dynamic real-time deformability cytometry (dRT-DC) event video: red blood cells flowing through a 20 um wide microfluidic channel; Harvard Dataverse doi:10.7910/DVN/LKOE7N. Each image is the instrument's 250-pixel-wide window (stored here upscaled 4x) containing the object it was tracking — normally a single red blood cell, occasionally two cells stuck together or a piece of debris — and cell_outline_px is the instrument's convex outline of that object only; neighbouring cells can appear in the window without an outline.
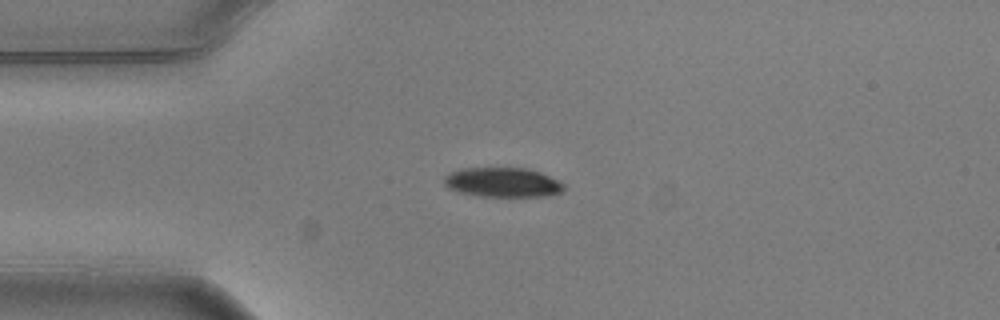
{"species": "common noctule bat (a hibernating species)", "species_latin": "Nyctalus noctula", "temperature_condition": "warm", "stored_images_in_passage": 3, "camera_frame_rate_fps": 3000, "um_per_image_px": 0.085, "animal": {"sex": "male", "body_mass_g": 20.5, "forearm_length_mm": 52.5}, "frame": {"image": 1, "passage_image": 3, "time_ms": 0.667, "image_size_px": [1000, 320], "cell_outline_px": [[564, 192], [548, 196], [480, 196], [460, 192], [448, 188], [444, 184], [444, 176], [460, 168], [524, 168], [540, 172], [560, 180], [564, 184]], "centroid_in_image_um": [42.76, 15.5], "position_along_channel_um": 42.2, "area_um2": 20.69}}